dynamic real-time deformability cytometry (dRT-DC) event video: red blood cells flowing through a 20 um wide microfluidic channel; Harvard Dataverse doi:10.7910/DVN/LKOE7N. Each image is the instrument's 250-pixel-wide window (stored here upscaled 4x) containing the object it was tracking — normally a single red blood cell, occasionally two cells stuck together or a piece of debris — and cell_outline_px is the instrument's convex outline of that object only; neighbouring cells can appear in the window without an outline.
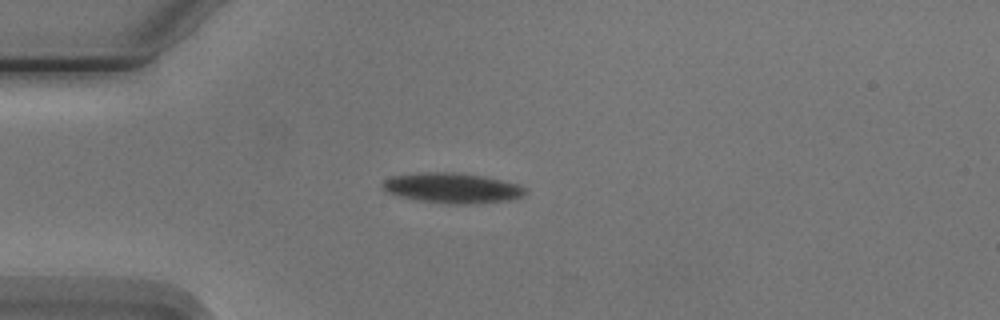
{"species": "Egyptian fruit bat (a non-hibernating species)", "species_latin": "Rousettus aegyptiacus", "temperature_condition": "cold", "stored_images_in_passage": 6, "camera_frame_rate_fps": 3000, "um_per_image_px": 0.085, "animal": {"sex": "male"}, "frame": {"image": 1, "passage_image": 3, "time_ms": 2.333, "image_size_px": [1000, 320], "cell_outline_px": [[528, 192], [524, 196], [508, 200], [476, 204], [448, 204], [420, 200], [400, 196], [388, 192], [380, 184], [384, 180], [392, 176], [420, 172], [456, 172], [484, 176], [520, 184], [528, 188]], "centroid_in_image_um": [38.51, 15.97], "position_along_channel_um": 46.5, "area_um2": 25.37}}
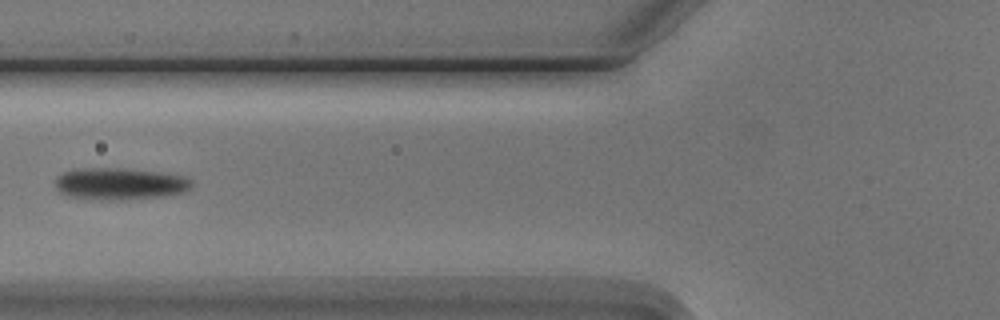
{"frame": {"image": 2, "passage_image": 5, "time_ms": 4.667, "image_size_px": [1000, 320], "cell_outline_px": [[192, 188], [188, 192], [164, 196], [124, 200], [84, 200], [68, 196], [60, 192], [56, 188], [56, 176], [72, 168], [116, 168], [160, 172], [184, 176], [192, 180]], "centroid_in_image_um": [10.18, 15.64], "position_along_channel_um": 115.6, "area_um2": 25.95}}
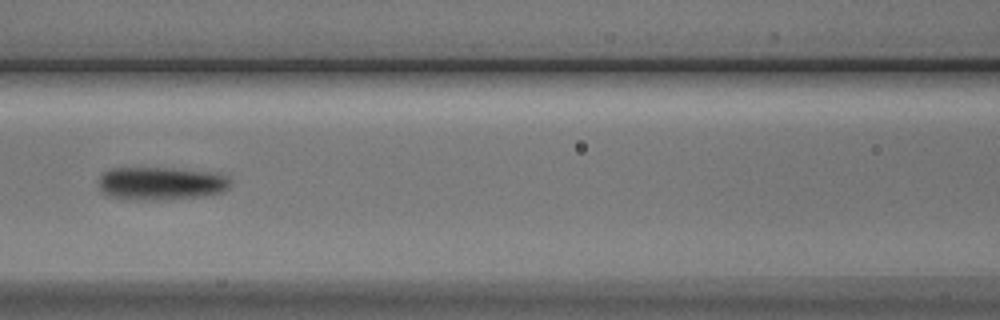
{"frame": {"image": 3, "passage_image": 6, "time_ms": 5.667, "image_size_px": [1000, 320], "cell_outline_px": [[232, 184], [224, 192], [204, 196], [156, 200], [128, 200], [108, 196], [100, 192], [100, 176], [104, 172], [112, 168], [172, 168], [208, 172], [228, 176], [232, 180]], "centroid_in_image_um": [13.69, 15.6], "position_along_channel_um": 152.9, "area_um2": 25.66}}